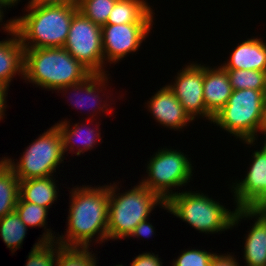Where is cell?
Listing matches in <instances>:
<instances>
[{"label": "cell", "mask_w": 266, "mask_h": 266, "mask_svg": "<svg viewBox=\"0 0 266 266\" xmlns=\"http://www.w3.org/2000/svg\"><path fill=\"white\" fill-rule=\"evenodd\" d=\"M76 187V188H75ZM69 208L66 232L56 241L64 247L90 248L108 243L109 185H77L68 190Z\"/></svg>", "instance_id": "obj_1"}, {"label": "cell", "mask_w": 266, "mask_h": 266, "mask_svg": "<svg viewBox=\"0 0 266 266\" xmlns=\"http://www.w3.org/2000/svg\"><path fill=\"white\" fill-rule=\"evenodd\" d=\"M14 17V31L24 49L63 47L77 6H39L26 3Z\"/></svg>", "instance_id": "obj_2"}, {"label": "cell", "mask_w": 266, "mask_h": 266, "mask_svg": "<svg viewBox=\"0 0 266 266\" xmlns=\"http://www.w3.org/2000/svg\"><path fill=\"white\" fill-rule=\"evenodd\" d=\"M92 72L64 47L25 49L24 82L56 91L84 81Z\"/></svg>", "instance_id": "obj_3"}, {"label": "cell", "mask_w": 266, "mask_h": 266, "mask_svg": "<svg viewBox=\"0 0 266 266\" xmlns=\"http://www.w3.org/2000/svg\"><path fill=\"white\" fill-rule=\"evenodd\" d=\"M119 183L113 181V184H109L108 241L128 238L141 221L151 216L157 206L166 210V202L140 181L121 193L122 186Z\"/></svg>", "instance_id": "obj_4"}, {"label": "cell", "mask_w": 266, "mask_h": 266, "mask_svg": "<svg viewBox=\"0 0 266 266\" xmlns=\"http://www.w3.org/2000/svg\"><path fill=\"white\" fill-rule=\"evenodd\" d=\"M266 104V91L233 90L226 105L214 115L211 124L217 126L251 148L258 146ZM259 133V134H258ZM256 145V146H255Z\"/></svg>", "instance_id": "obj_5"}, {"label": "cell", "mask_w": 266, "mask_h": 266, "mask_svg": "<svg viewBox=\"0 0 266 266\" xmlns=\"http://www.w3.org/2000/svg\"><path fill=\"white\" fill-rule=\"evenodd\" d=\"M166 211L189 224L199 233L222 234L233 230V222L238 208L232 211L225 204L213 199L203 191H185L172 195L166 201Z\"/></svg>", "instance_id": "obj_6"}, {"label": "cell", "mask_w": 266, "mask_h": 266, "mask_svg": "<svg viewBox=\"0 0 266 266\" xmlns=\"http://www.w3.org/2000/svg\"><path fill=\"white\" fill-rule=\"evenodd\" d=\"M188 156L171 147L159 148L145 164L147 174L140 182L166 202L172 195L179 193L180 188H185L193 181L194 166Z\"/></svg>", "instance_id": "obj_7"}, {"label": "cell", "mask_w": 266, "mask_h": 266, "mask_svg": "<svg viewBox=\"0 0 266 266\" xmlns=\"http://www.w3.org/2000/svg\"><path fill=\"white\" fill-rule=\"evenodd\" d=\"M19 160L3 157L19 181L56 176L54 173L64 163L61 134L54 124L24 148ZM15 160V161H14Z\"/></svg>", "instance_id": "obj_8"}, {"label": "cell", "mask_w": 266, "mask_h": 266, "mask_svg": "<svg viewBox=\"0 0 266 266\" xmlns=\"http://www.w3.org/2000/svg\"><path fill=\"white\" fill-rule=\"evenodd\" d=\"M71 56L92 73L106 74L101 26L93 23L79 10L74 14L68 37L63 46Z\"/></svg>", "instance_id": "obj_9"}, {"label": "cell", "mask_w": 266, "mask_h": 266, "mask_svg": "<svg viewBox=\"0 0 266 266\" xmlns=\"http://www.w3.org/2000/svg\"><path fill=\"white\" fill-rule=\"evenodd\" d=\"M252 151L245 177L228 184L233 194V207L238 209L266 208V142Z\"/></svg>", "instance_id": "obj_10"}, {"label": "cell", "mask_w": 266, "mask_h": 266, "mask_svg": "<svg viewBox=\"0 0 266 266\" xmlns=\"http://www.w3.org/2000/svg\"><path fill=\"white\" fill-rule=\"evenodd\" d=\"M155 23H127L104 25L102 30V47L104 63L111 66L124 60L130 54H137Z\"/></svg>", "instance_id": "obj_11"}, {"label": "cell", "mask_w": 266, "mask_h": 266, "mask_svg": "<svg viewBox=\"0 0 266 266\" xmlns=\"http://www.w3.org/2000/svg\"><path fill=\"white\" fill-rule=\"evenodd\" d=\"M187 64L167 85L193 121L205 119L211 124L213 116L206 110L203 97L204 62L195 60Z\"/></svg>", "instance_id": "obj_12"}, {"label": "cell", "mask_w": 266, "mask_h": 266, "mask_svg": "<svg viewBox=\"0 0 266 266\" xmlns=\"http://www.w3.org/2000/svg\"><path fill=\"white\" fill-rule=\"evenodd\" d=\"M109 76H110V73L108 74L107 73L106 74L92 73L84 81L77 83V84L64 86L58 89L57 93H62L63 97L64 95L65 96L67 95L66 98L71 97V98H68L67 100V102L69 100L71 101V102L69 101L70 103L69 105H72V107H74L75 109H80V111L81 110L84 111V109L88 110L89 113L87 112V114H90V115H87V120L94 119L96 121L97 119L95 117H97L98 114L99 116L101 115V113L102 114L107 113V115L108 114L112 115V112L114 109L112 108V104H115L114 99L117 100L116 98L111 97L113 96L111 91L110 93L109 91L107 93L105 92L106 88L109 86L108 84L110 83ZM70 93L72 94V96ZM102 97L103 98L105 97L106 99L105 98L103 99ZM109 100L111 102L113 101V103H111ZM86 106L88 107V109H86L87 108Z\"/></svg>", "instance_id": "obj_13"}, {"label": "cell", "mask_w": 266, "mask_h": 266, "mask_svg": "<svg viewBox=\"0 0 266 266\" xmlns=\"http://www.w3.org/2000/svg\"><path fill=\"white\" fill-rule=\"evenodd\" d=\"M243 219H254L243 240L244 266H266V208L238 209L232 229Z\"/></svg>", "instance_id": "obj_14"}, {"label": "cell", "mask_w": 266, "mask_h": 266, "mask_svg": "<svg viewBox=\"0 0 266 266\" xmlns=\"http://www.w3.org/2000/svg\"><path fill=\"white\" fill-rule=\"evenodd\" d=\"M144 108L166 129L183 132L184 128L193 122L167 84L159 87V90L145 103Z\"/></svg>", "instance_id": "obj_15"}, {"label": "cell", "mask_w": 266, "mask_h": 266, "mask_svg": "<svg viewBox=\"0 0 266 266\" xmlns=\"http://www.w3.org/2000/svg\"><path fill=\"white\" fill-rule=\"evenodd\" d=\"M86 120L83 119L81 124L77 122L72 123V125H70L71 119H61V121L59 120V122L55 123L61 134L64 155L72 153L81 156L87 151L94 150L93 148L97 147L98 143L101 144L103 142L101 128H99L102 124L97 121L95 122L94 119L87 120L88 125L92 126L94 125L92 123H95L96 127L92 128L87 126Z\"/></svg>", "instance_id": "obj_16"}, {"label": "cell", "mask_w": 266, "mask_h": 266, "mask_svg": "<svg viewBox=\"0 0 266 266\" xmlns=\"http://www.w3.org/2000/svg\"><path fill=\"white\" fill-rule=\"evenodd\" d=\"M233 89L227 71L220 65L204 64L203 97L206 110L214 117L228 102Z\"/></svg>", "instance_id": "obj_17"}, {"label": "cell", "mask_w": 266, "mask_h": 266, "mask_svg": "<svg viewBox=\"0 0 266 266\" xmlns=\"http://www.w3.org/2000/svg\"><path fill=\"white\" fill-rule=\"evenodd\" d=\"M232 48L231 55L221 63L224 69H246L266 72V40L252 36Z\"/></svg>", "instance_id": "obj_18"}, {"label": "cell", "mask_w": 266, "mask_h": 266, "mask_svg": "<svg viewBox=\"0 0 266 266\" xmlns=\"http://www.w3.org/2000/svg\"><path fill=\"white\" fill-rule=\"evenodd\" d=\"M10 37L0 41V81L10 87L17 75L24 79L25 49L18 34L13 31Z\"/></svg>", "instance_id": "obj_19"}, {"label": "cell", "mask_w": 266, "mask_h": 266, "mask_svg": "<svg viewBox=\"0 0 266 266\" xmlns=\"http://www.w3.org/2000/svg\"><path fill=\"white\" fill-rule=\"evenodd\" d=\"M153 9L148 0H117L105 25L154 23Z\"/></svg>", "instance_id": "obj_20"}, {"label": "cell", "mask_w": 266, "mask_h": 266, "mask_svg": "<svg viewBox=\"0 0 266 266\" xmlns=\"http://www.w3.org/2000/svg\"><path fill=\"white\" fill-rule=\"evenodd\" d=\"M58 180L54 176L34 178L20 181L19 196L26 202H31L48 210L60 195Z\"/></svg>", "instance_id": "obj_21"}, {"label": "cell", "mask_w": 266, "mask_h": 266, "mask_svg": "<svg viewBox=\"0 0 266 266\" xmlns=\"http://www.w3.org/2000/svg\"><path fill=\"white\" fill-rule=\"evenodd\" d=\"M15 211L20 216L21 221L27 226L44 228V232L38 239L40 241H55L57 233L51 228H47V218L49 210L46 207L24 201L20 196L16 204ZM56 233V234H55Z\"/></svg>", "instance_id": "obj_22"}, {"label": "cell", "mask_w": 266, "mask_h": 266, "mask_svg": "<svg viewBox=\"0 0 266 266\" xmlns=\"http://www.w3.org/2000/svg\"><path fill=\"white\" fill-rule=\"evenodd\" d=\"M19 190V179L5 160L0 158V218L15 211Z\"/></svg>", "instance_id": "obj_23"}, {"label": "cell", "mask_w": 266, "mask_h": 266, "mask_svg": "<svg viewBox=\"0 0 266 266\" xmlns=\"http://www.w3.org/2000/svg\"><path fill=\"white\" fill-rule=\"evenodd\" d=\"M27 230L16 211L0 218V236L12 254L21 248Z\"/></svg>", "instance_id": "obj_24"}, {"label": "cell", "mask_w": 266, "mask_h": 266, "mask_svg": "<svg viewBox=\"0 0 266 266\" xmlns=\"http://www.w3.org/2000/svg\"><path fill=\"white\" fill-rule=\"evenodd\" d=\"M91 248L57 247V259L55 266H98L97 253Z\"/></svg>", "instance_id": "obj_25"}, {"label": "cell", "mask_w": 266, "mask_h": 266, "mask_svg": "<svg viewBox=\"0 0 266 266\" xmlns=\"http://www.w3.org/2000/svg\"><path fill=\"white\" fill-rule=\"evenodd\" d=\"M233 90L266 91V72L244 69H225Z\"/></svg>", "instance_id": "obj_26"}, {"label": "cell", "mask_w": 266, "mask_h": 266, "mask_svg": "<svg viewBox=\"0 0 266 266\" xmlns=\"http://www.w3.org/2000/svg\"><path fill=\"white\" fill-rule=\"evenodd\" d=\"M60 244L55 241H40L31 247L27 255L25 266H55L57 259V247Z\"/></svg>", "instance_id": "obj_27"}, {"label": "cell", "mask_w": 266, "mask_h": 266, "mask_svg": "<svg viewBox=\"0 0 266 266\" xmlns=\"http://www.w3.org/2000/svg\"><path fill=\"white\" fill-rule=\"evenodd\" d=\"M117 0H80L78 10L93 23L104 26Z\"/></svg>", "instance_id": "obj_28"}, {"label": "cell", "mask_w": 266, "mask_h": 266, "mask_svg": "<svg viewBox=\"0 0 266 266\" xmlns=\"http://www.w3.org/2000/svg\"><path fill=\"white\" fill-rule=\"evenodd\" d=\"M214 252L205 249H185L173 259L171 266H210Z\"/></svg>", "instance_id": "obj_29"}, {"label": "cell", "mask_w": 266, "mask_h": 266, "mask_svg": "<svg viewBox=\"0 0 266 266\" xmlns=\"http://www.w3.org/2000/svg\"><path fill=\"white\" fill-rule=\"evenodd\" d=\"M158 254L151 252H143L134 257L130 262V266H164Z\"/></svg>", "instance_id": "obj_30"}, {"label": "cell", "mask_w": 266, "mask_h": 266, "mask_svg": "<svg viewBox=\"0 0 266 266\" xmlns=\"http://www.w3.org/2000/svg\"><path fill=\"white\" fill-rule=\"evenodd\" d=\"M156 234L155 227L150 222L149 218L141 221L130 234L128 238H149Z\"/></svg>", "instance_id": "obj_31"}, {"label": "cell", "mask_w": 266, "mask_h": 266, "mask_svg": "<svg viewBox=\"0 0 266 266\" xmlns=\"http://www.w3.org/2000/svg\"><path fill=\"white\" fill-rule=\"evenodd\" d=\"M227 253V254H226ZM215 253L212 257L210 266H240L239 259H237L235 253ZM233 253V254H232ZM235 256V257H234Z\"/></svg>", "instance_id": "obj_32"}, {"label": "cell", "mask_w": 266, "mask_h": 266, "mask_svg": "<svg viewBox=\"0 0 266 266\" xmlns=\"http://www.w3.org/2000/svg\"><path fill=\"white\" fill-rule=\"evenodd\" d=\"M12 4L8 0H0V28L4 30L3 32L7 33L6 35H10L14 31V18H10L4 22V17L6 13V9L12 8ZM4 9V10H3ZM3 25V26H2Z\"/></svg>", "instance_id": "obj_33"}, {"label": "cell", "mask_w": 266, "mask_h": 266, "mask_svg": "<svg viewBox=\"0 0 266 266\" xmlns=\"http://www.w3.org/2000/svg\"><path fill=\"white\" fill-rule=\"evenodd\" d=\"M80 0H28L30 4L39 6H78Z\"/></svg>", "instance_id": "obj_34"}, {"label": "cell", "mask_w": 266, "mask_h": 266, "mask_svg": "<svg viewBox=\"0 0 266 266\" xmlns=\"http://www.w3.org/2000/svg\"><path fill=\"white\" fill-rule=\"evenodd\" d=\"M9 87L0 81V99H7Z\"/></svg>", "instance_id": "obj_35"}, {"label": "cell", "mask_w": 266, "mask_h": 266, "mask_svg": "<svg viewBox=\"0 0 266 266\" xmlns=\"http://www.w3.org/2000/svg\"><path fill=\"white\" fill-rule=\"evenodd\" d=\"M7 99H0V121L5 118L4 116L6 115V109H7Z\"/></svg>", "instance_id": "obj_36"}, {"label": "cell", "mask_w": 266, "mask_h": 266, "mask_svg": "<svg viewBox=\"0 0 266 266\" xmlns=\"http://www.w3.org/2000/svg\"><path fill=\"white\" fill-rule=\"evenodd\" d=\"M260 134H262V139L264 140V141H262V142H266V104H265V112H264V120H263V125H262V128H261V133Z\"/></svg>", "instance_id": "obj_37"}, {"label": "cell", "mask_w": 266, "mask_h": 266, "mask_svg": "<svg viewBox=\"0 0 266 266\" xmlns=\"http://www.w3.org/2000/svg\"><path fill=\"white\" fill-rule=\"evenodd\" d=\"M12 5H13V8L14 6L18 5V3L21 1V0H8Z\"/></svg>", "instance_id": "obj_38"}, {"label": "cell", "mask_w": 266, "mask_h": 266, "mask_svg": "<svg viewBox=\"0 0 266 266\" xmlns=\"http://www.w3.org/2000/svg\"><path fill=\"white\" fill-rule=\"evenodd\" d=\"M115 266H124V265L121 263V264H118V265L116 264Z\"/></svg>", "instance_id": "obj_39"}]
</instances>
